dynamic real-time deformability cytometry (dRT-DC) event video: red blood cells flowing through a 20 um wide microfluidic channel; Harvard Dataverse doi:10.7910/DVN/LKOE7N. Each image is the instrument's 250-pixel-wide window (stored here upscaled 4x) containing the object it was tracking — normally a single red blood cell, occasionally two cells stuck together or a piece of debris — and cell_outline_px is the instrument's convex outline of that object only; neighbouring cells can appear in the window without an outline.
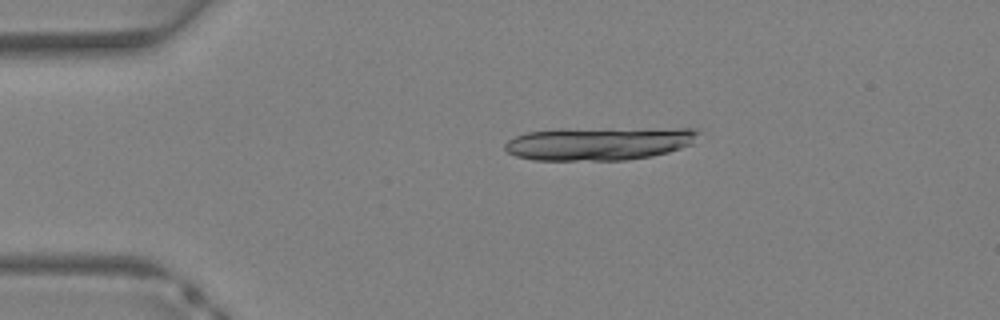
{"species": "Egyptian fruit bat (a non-hibernating species)", "species_latin": "Rousettus aegyptiacus", "temperature_condition": "warm", "stored_images_in_passage": 37, "camera_frame_rate_fps": 3000, "um_per_image_px": 0.085, "animal": {"sex": "female"}, "frame": {"image": 1, "passage_image": 8, "time_ms": 2.333, "image_size_px": [1000, 320], "cell_outline_px": [[700, 132], [692, 144], [668, 152], [652, 156], [628, 160], [532, 160], [516, 156], [508, 152], [504, 148], [504, 144], [508, 140], [516, 136], [528, 132], [560, 128], [696, 128]], "centroid_in_image_um": [50.93, 12.18], "position_along_channel_um": 34.1, "area_um2": 38.03}}
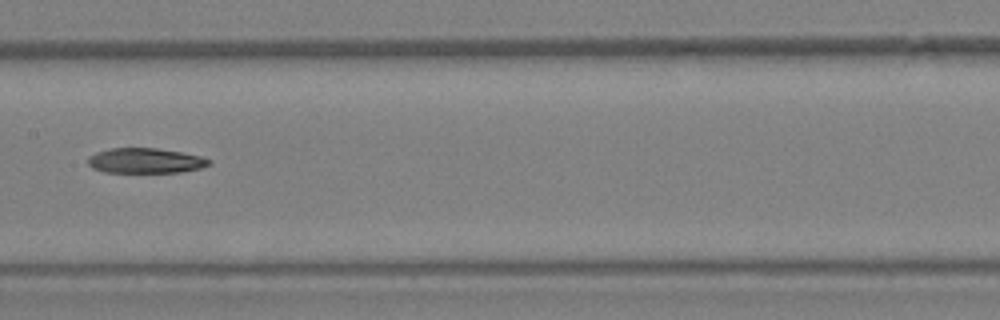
{"frame": {"image": 2, "passage_image": 20, "time_ms": 6.333, "image_size_px": [1000, 320], "cell_outline_px": [[212, 164], [200, 168], [180, 172], [104, 172], [92, 168], [88, 164], [88, 156], [96, 152], [112, 148], [156, 148], [180, 152], [200, 156], [212, 160]], "centroid_in_image_um": [12.35, 13.66], "position_along_channel_um": 195.0, "area_um2": 17.69}}
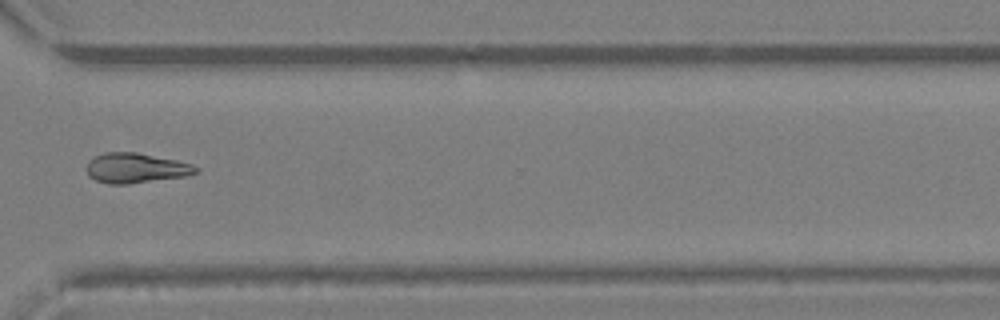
{"frame": {"image": 3, "passage_image": 29, "time_ms": 9.333, "image_size_px": [1000, 320], "cell_outline_px": [[200, 172], [188, 176], [128, 184], [108, 184], [96, 180], [88, 176], [88, 160], [104, 152], [136, 152], [176, 160], [192, 164], [200, 168]], "centroid_in_image_um": [11.59, 14.29], "position_along_channel_um": 359.0, "area_um2": 19.19}}